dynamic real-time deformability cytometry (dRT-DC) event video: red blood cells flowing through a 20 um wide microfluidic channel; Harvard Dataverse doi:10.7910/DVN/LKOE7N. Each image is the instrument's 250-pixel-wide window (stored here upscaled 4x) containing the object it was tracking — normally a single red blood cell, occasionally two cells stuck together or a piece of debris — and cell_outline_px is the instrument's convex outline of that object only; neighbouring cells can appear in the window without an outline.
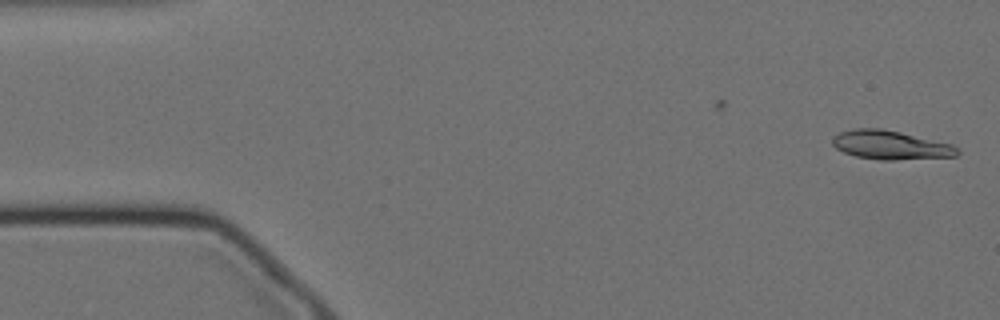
{"species": "Egyptian fruit bat (a non-hibernating species)", "species_latin": "Rousettus aegyptiacus", "temperature_condition": "cold", "stored_images_in_passage": 53, "camera_frame_rate_fps": 3000, "um_per_image_px": 0.085, "animal": {"sex": "female"}, "frame": {"image": 1, "passage_image": 1, "time_ms": 0.0, "image_size_px": [1000, 320], "cell_outline_px": [[960, 152], [956, 156], [892, 160], [880, 160], [856, 156], [844, 152], [836, 148], [832, 144], [832, 136], [840, 132], [852, 128], [884, 128], [952, 144]], "centroid_in_image_um": [75.66, 12.31], "position_along_channel_um": 9.3, "area_um2": 21.04}}
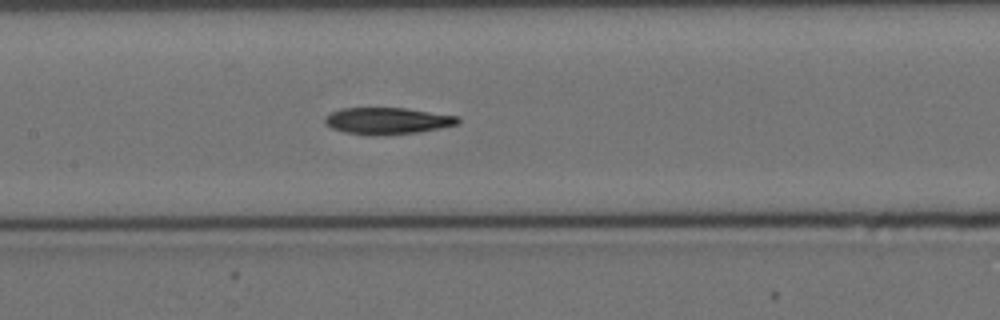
{"frame": {"image": 2, "passage_image": 25, "time_ms": 8.0, "image_size_px": [1000, 320], "cell_outline_px": [[460, 124], [420, 132], [380, 136], [368, 136], [344, 132], [332, 128], [324, 124], [324, 116], [332, 112], [344, 108], [404, 108], [460, 116]], "centroid_in_image_um": [32.93, 10.29], "position_along_channel_um": 174.5, "area_um2": 21.04}}
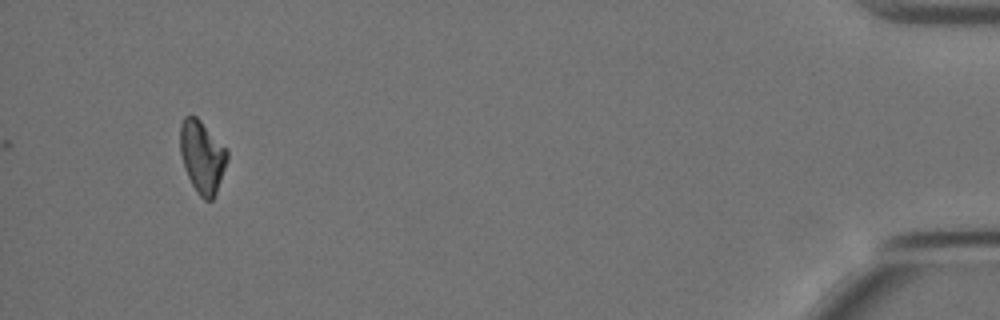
{"frame": {"image": 3, "passage_image": 53, "time_ms": 17.333, "image_size_px": [1000, 320], "cell_outline_px": [[228, 156], [216, 192], [212, 200], [204, 200], [196, 192], [184, 168], [180, 152], [180, 124], [184, 116], [196, 116], [200, 120], [228, 152]], "centroid_in_image_um": [17.15, 13.32], "position_along_channel_um": 418.1, "area_um2": 19.42}, "authors_computed_cell_mechanics": {"area_um2": 21.0392, "velocity_mm_per_s": 3.4783, "shape_relaxation_time_tau1_ms": 6.3384, "shape_relaxation_time_tau2_ms": 8.5247, "deformation_change_tau1": 0.1641, "deformation_change_tau2": 0.1465}}